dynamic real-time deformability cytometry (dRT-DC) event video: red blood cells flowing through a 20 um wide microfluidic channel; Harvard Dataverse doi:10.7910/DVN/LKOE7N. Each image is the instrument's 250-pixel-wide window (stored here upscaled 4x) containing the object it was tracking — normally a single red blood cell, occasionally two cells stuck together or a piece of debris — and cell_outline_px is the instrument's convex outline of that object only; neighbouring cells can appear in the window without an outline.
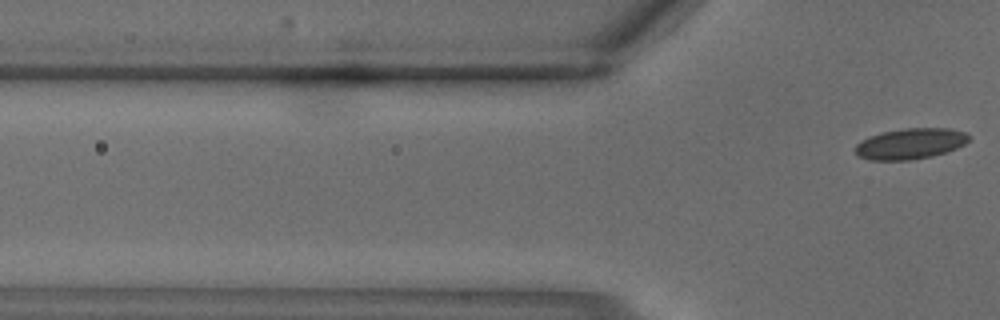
{"species": "common noctule bat (a hibernating species)", "species_latin": "Nyctalus noctula", "temperature_condition": "warm", "stored_images_in_passage": 2, "camera_frame_rate_fps": 3000, "um_per_image_px": 0.085, "animal": {"sex": "male", "body_mass_g": 18.8}, "frame": {"image": 1, "passage_image": 2, "time_ms": 0.333, "image_size_px": [1000, 320], "cell_outline_px": [[972, 136], [964, 144], [956, 148], [932, 156], [908, 160], [868, 160], [860, 156], [856, 152], [856, 144], [860, 140], [868, 136], [880, 132], [904, 128], [948, 128], [964, 132]], "centroid_in_image_um": [77.36, 12.2], "position_along_channel_um": 48.4, "area_um2": 20.4}}